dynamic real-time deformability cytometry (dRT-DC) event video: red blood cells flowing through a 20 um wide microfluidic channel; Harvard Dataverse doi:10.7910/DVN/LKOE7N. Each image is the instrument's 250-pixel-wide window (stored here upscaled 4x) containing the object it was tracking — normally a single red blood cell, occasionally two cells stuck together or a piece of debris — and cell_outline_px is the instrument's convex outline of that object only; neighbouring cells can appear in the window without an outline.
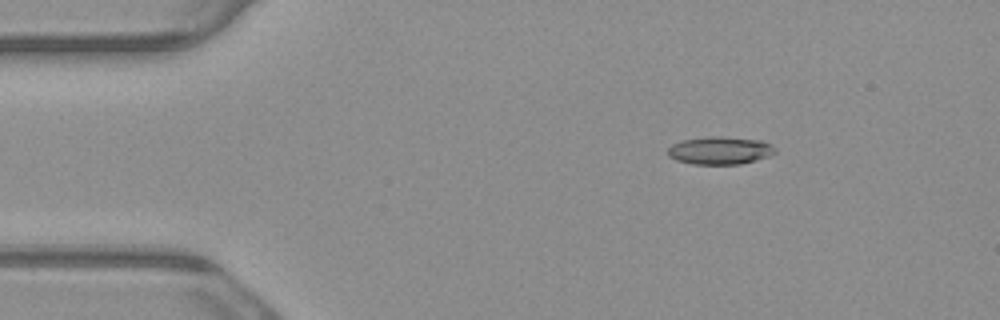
{"species": "common noctule bat (a hibernating species)", "species_latin": "Nyctalus noctula", "temperature_condition": "warm", "stored_images_in_passage": 5, "camera_frame_rate_fps": 3000, "um_per_image_px": 0.085, "animal": {"sex": "male", "body_mass_g": 23.1, "forearm_length_mm": 52.7}, "frame": {"image": 1, "passage_image": 3, "time_ms": 0.667, "image_size_px": [1000, 320], "cell_outline_px": [[776, 152], [768, 156], [756, 160], [740, 164], [692, 164], [676, 160], [668, 156], [668, 148], [672, 144], [684, 140], [708, 136], [720, 136], [760, 140], [776, 148]], "centroid_in_image_um": [61.18, 12.79], "position_along_channel_um": 23.8, "area_um2": 17.28}}